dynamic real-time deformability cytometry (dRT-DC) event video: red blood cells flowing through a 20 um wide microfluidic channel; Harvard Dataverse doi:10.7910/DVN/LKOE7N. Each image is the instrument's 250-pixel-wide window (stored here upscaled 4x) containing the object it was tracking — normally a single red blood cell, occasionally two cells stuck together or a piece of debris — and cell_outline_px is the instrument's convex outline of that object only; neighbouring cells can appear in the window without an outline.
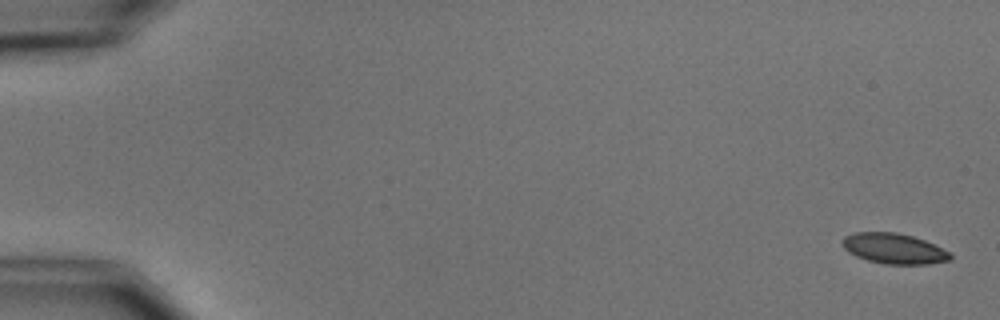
{"species": "common noctule bat (a hibernating species)", "species_latin": "Nyctalus noctula", "temperature_condition": "cold", "stored_images_in_passage": 8, "camera_frame_rate_fps": 3000, "um_per_image_px": 0.085, "animal": {"sex": "male", "body_mass_g": 15.6}, "frame": {"image": 1, "passage_image": 1, "time_ms": 0.0, "image_size_px": [1000, 320], "cell_outline_px": [[952, 260], [928, 264], [884, 264], [868, 260], [856, 256], [848, 252], [840, 244], [840, 240], [844, 236], [856, 232], [896, 232], [912, 236], [924, 240], [952, 252]], "centroid_in_image_um": [75.98, 21.13], "position_along_channel_um": 9.0, "area_um2": 19.36}}
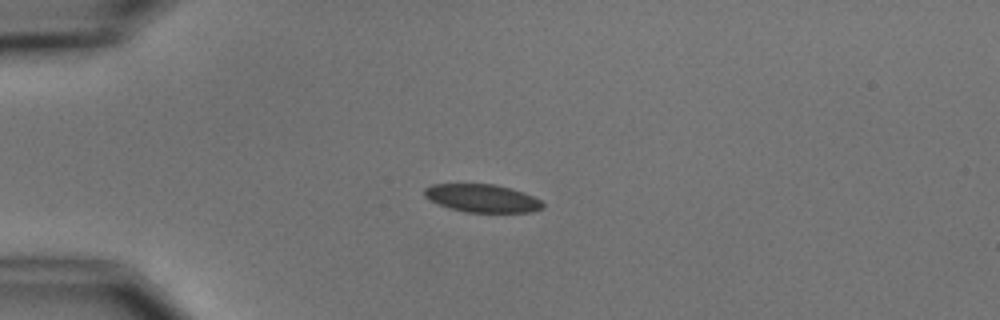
{"frame": {"image": 2, "passage_image": 5, "time_ms": 4.333, "image_size_px": [1000, 320], "cell_outline_px": [[544, 208], [532, 212], [464, 212], [448, 208], [424, 196], [424, 188], [432, 184], [496, 184], [524, 192], [540, 200], [544, 204]], "centroid_in_image_um": [41.0, 16.85], "position_along_channel_um": 44.0, "area_um2": 19.31}}
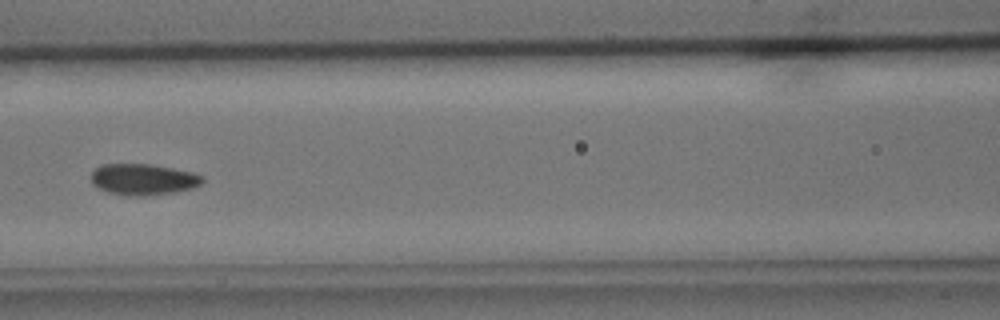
{"frame": {"image": 3, "passage_image": 8, "time_ms": 8.0, "image_size_px": [1000, 320], "cell_outline_px": [[204, 180], [200, 184], [192, 188], [176, 192], [144, 196], [128, 196], [108, 192], [96, 188], [92, 184], [92, 172], [100, 164], [152, 164], [192, 172], [204, 176]], "centroid_in_image_um": [12.16, 15.25], "position_along_channel_um": 154.4, "area_um2": 20.4}}